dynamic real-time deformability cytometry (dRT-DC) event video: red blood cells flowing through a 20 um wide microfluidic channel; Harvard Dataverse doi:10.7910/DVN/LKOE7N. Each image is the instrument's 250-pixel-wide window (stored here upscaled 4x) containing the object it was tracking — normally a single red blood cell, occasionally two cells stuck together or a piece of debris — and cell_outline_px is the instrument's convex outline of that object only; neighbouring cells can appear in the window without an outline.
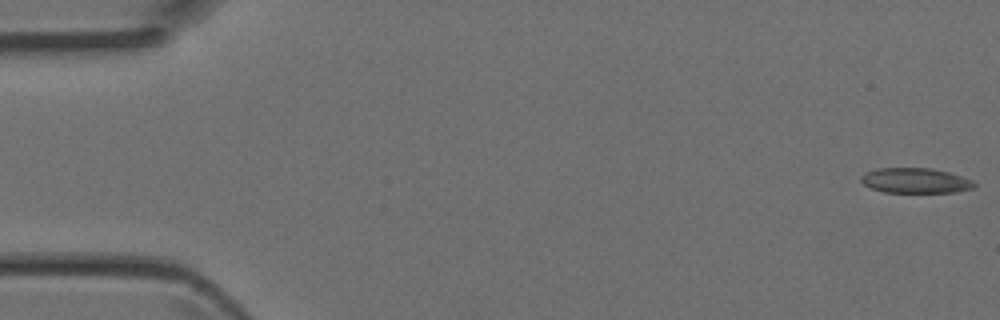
{"species": "Egyptian fruit bat (a non-hibernating species)", "species_latin": "Rousettus aegyptiacus", "temperature_condition": "room temperature", "stored_images_in_passage": 4, "segment_of_instrument_passage": [2, 2], "camera_frame_rate_fps": 3000, "um_per_image_px": 0.085, "animal": {"sex": "female"}, "frame": {"image": 1, "passage_image": 4, "time_ms": 1.0, "image_size_px": [1000, 320], "cell_outline_px": [[976, 188], [952, 192], [884, 192], [872, 188], [864, 184], [860, 180], [860, 176], [864, 172], [876, 168], [932, 168], [948, 172], [972, 180], [976, 184]], "centroid_in_image_um": [77.79, 15.34], "position_along_channel_um": 7.2, "area_um2": 16.59}}